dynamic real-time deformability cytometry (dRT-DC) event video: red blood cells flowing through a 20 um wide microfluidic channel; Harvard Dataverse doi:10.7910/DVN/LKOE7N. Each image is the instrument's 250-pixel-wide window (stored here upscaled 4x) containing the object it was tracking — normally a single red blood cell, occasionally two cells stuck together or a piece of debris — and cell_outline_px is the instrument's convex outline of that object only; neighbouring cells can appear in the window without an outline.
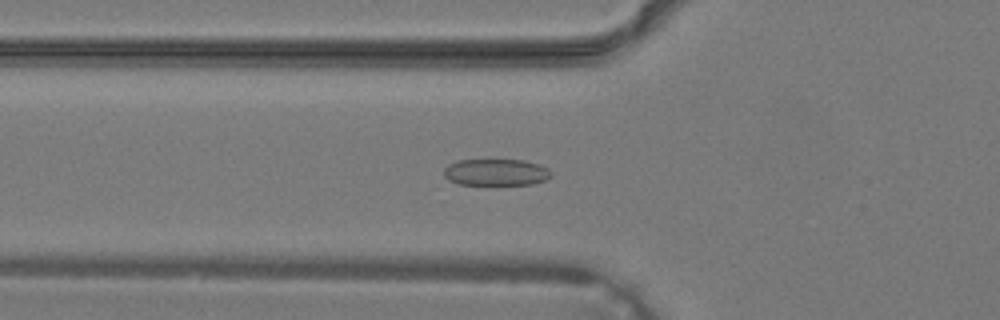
{"species": "common noctule bat (a hibernating species)", "species_latin": "Nyctalus noctula", "temperature_condition": "warm", "stored_images_in_passage": 40, "camera_frame_rate_fps": 3000, "um_per_image_px": 0.085, "animal": {"sex": "male", "body_mass_g": 19.2, "forearm_length_mm": 51.8}, "frame": {"image": 1, "passage_image": 14, "time_ms": 4.333, "image_size_px": [1000, 320], "cell_outline_px": [[552, 176], [544, 180], [532, 184], [460, 184], [448, 180], [444, 176], [444, 168], [448, 164], [460, 160], [524, 160], [548, 168], [552, 172]], "centroid_in_image_um": [42.15, 14.64], "position_along_channel_um": 83.6, "area_um2": 16.53}}
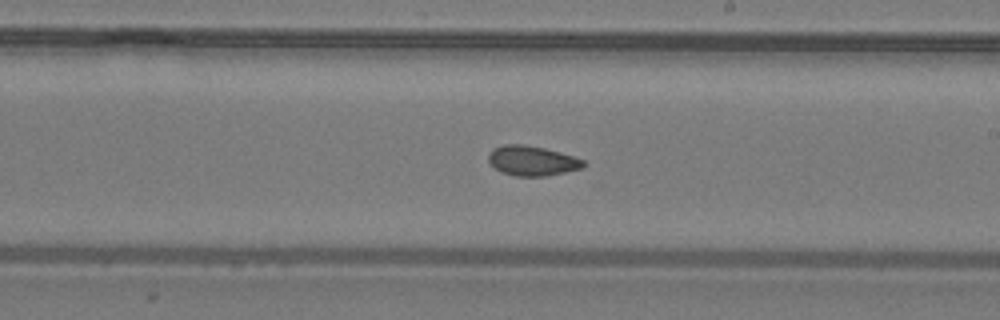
{"frame": {"image": 2, "passage_image": 23, "time_ms": 7.333, "image_size_px": [1000, 320], "cell_outline_px": [[584, 168], [544, 176], [516, 176], [500, 172], [488, 160], [488, 152], [492, 148], [504, 144], [524, 144], [544, 148], [560, 152], [584, 160]], "centroid_in_image_um": [45.2, 13.65], "position_along_channel_um": 243.8, "area_um2": 16.53}}
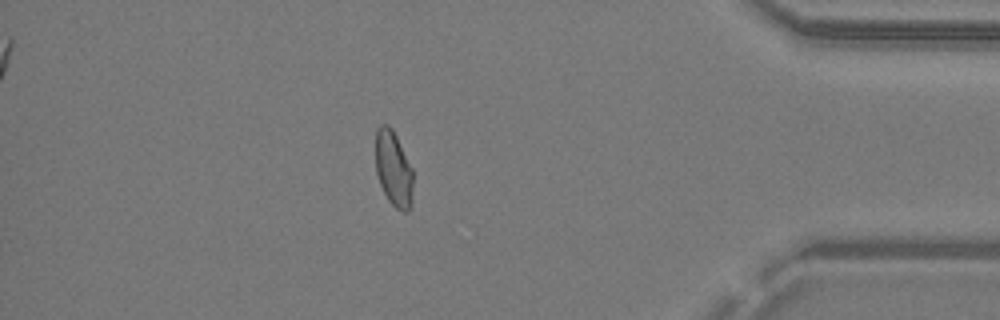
{"frame": {"image": 3, "passage_image": 34, "time_ms": 11.0, "image_size_px": [1000, 320], "cell_outline_px": [[412, 200], [408, 212], [404, 212], [396, 208], [388, 200], [380, 184], [376, 172], [376, 128], [380, 124], [388, 124], [392, 128], [412, 168]], "centroid_in_image_um": [33.44, 14.34], "position_along_channel_um": 401.8, "area_um2": 16.42}}